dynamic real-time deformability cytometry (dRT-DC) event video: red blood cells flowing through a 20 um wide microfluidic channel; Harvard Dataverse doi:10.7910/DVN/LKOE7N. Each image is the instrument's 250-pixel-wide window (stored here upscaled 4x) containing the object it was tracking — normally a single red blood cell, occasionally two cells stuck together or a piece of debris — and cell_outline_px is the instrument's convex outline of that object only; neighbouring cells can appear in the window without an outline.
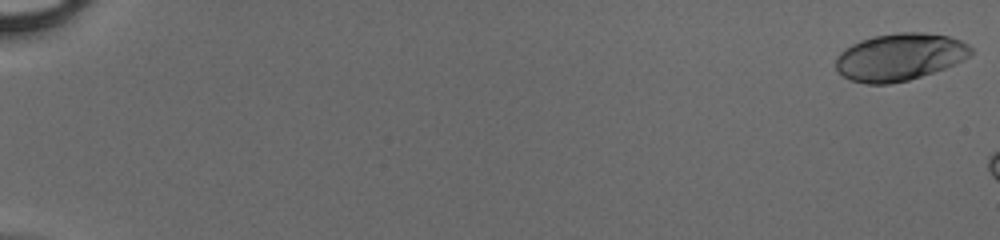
{"species": "human", "species_latin": "Homo sapiens", "temperature_condition": "cold", "stored_images_in_passage": 8, "camera_frame_rate_fps": 3000, "um_per_image_px": 0.085, "donor": {"sex": "male"}, "frame": {"image": 1, "passage_image": 1, "time_ms": 0.0, "image_size_px": [1000, 240], "cell_outline_px": [[972, 56], [956, 64], [908, 80], [888, 84], [864, 84], [848, 80], [836, 68], [836, 56], [844, 48], [860, 40], [876, 36], [896, 32], [924, 32], [948, 36], [960, 40], [968, 44], [972, 48]], "centroid_in_image_um": [76.48, 4.84], "position_along_channel_um": 8.5, "area_um2": 37.4}}